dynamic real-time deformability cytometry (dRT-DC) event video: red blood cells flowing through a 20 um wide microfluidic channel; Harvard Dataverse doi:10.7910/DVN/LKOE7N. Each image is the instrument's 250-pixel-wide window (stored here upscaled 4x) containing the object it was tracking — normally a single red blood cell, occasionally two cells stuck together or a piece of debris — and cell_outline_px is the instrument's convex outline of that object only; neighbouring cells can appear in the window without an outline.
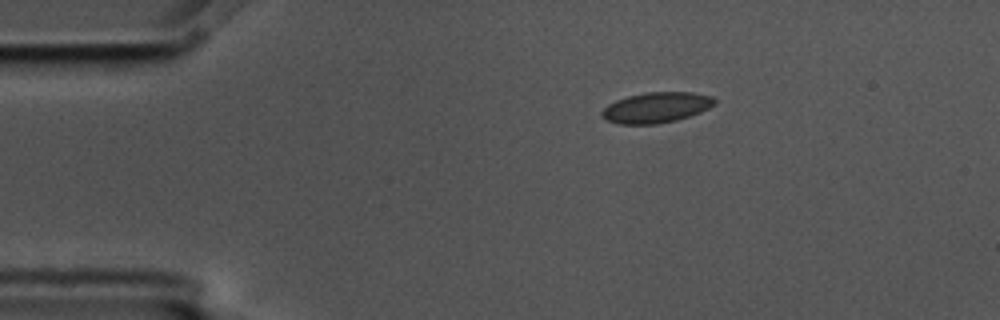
{"species": "common noctule bat (a hibernating species)", "species_latin": "Nyctalus noctula", "temperature_condition": "cold", "stored_images_in_passage": 3, "camera_frame_rate_fps": 3000, "um_per_image_px": 0.085, "animal": {"sex": "male", "body_mass_g": 17.5, "forearm_length_mm": 52.3}, "frame": {"image": 1, "passage_image": 1, "time_ms": 0.0, "image_size_px": [1000, 320], "cell_outline_px": [[716, 104], [700, 112], [676, 120], [656, 124], [616, 124], [600, 116], [600, 112], [608, 104], [616, 100], [628, 96], [644, 92], [692, 92], [712, 96], [716, 100]], "centroid_in_image_um": [55.77, 9.13], "position_along_channel_um": 29.2, "area_um2": 20.11}}